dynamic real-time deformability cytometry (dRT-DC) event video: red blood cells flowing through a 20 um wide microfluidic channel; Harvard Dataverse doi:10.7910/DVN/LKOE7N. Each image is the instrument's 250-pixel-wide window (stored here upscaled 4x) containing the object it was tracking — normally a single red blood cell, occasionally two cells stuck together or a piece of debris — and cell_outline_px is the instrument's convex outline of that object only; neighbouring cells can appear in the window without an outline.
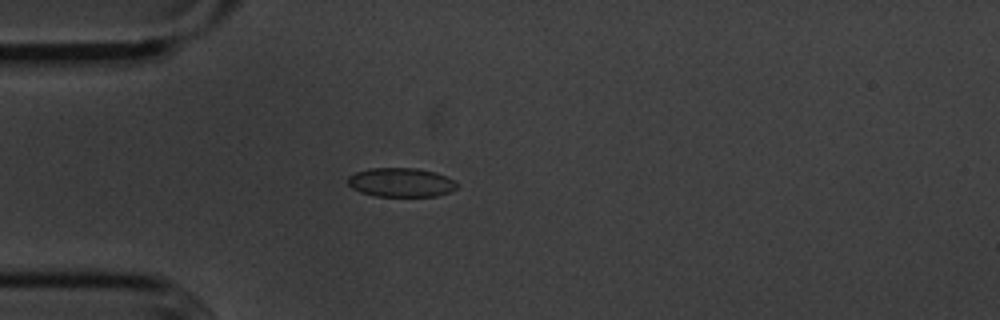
{"species": "common noctule bat (a hibernating species)", "species_latin": "Nyctalus noctula", "temperature_condition": "cold", "stored_images_in_passage": 42, "camera_frame_rate_fps": 3000, "um_per_image_px": 0.085, "animal": {"sex": "male", "body_mass_g": 20.1, "forearm_length_mm": 53.5}, "frame": {"image": 1, "passage_image": 2, "time_ms": 0.333, "image_size_px": [1000, 320], "cell_outline_px": [[460, 184], [456, 188], [448, 192], [436, 196], [376, 196], [360, 192], [352, 188], [348, 184], [348, 176], [356, 172], [368, 168], [416, 168], [432, 172], [444, 176]], "centroid_in_image_um": [34.05, 15.5], "position_along_channel_um": 51.0, "area_um2": 18.32}}
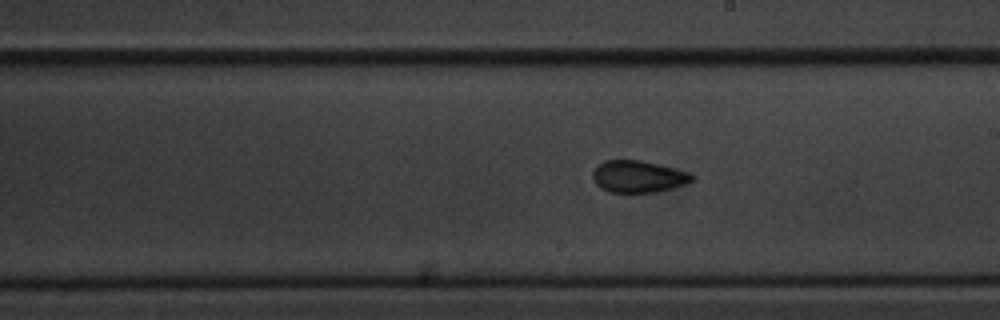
{"frame": {"image": 2, "passage_image": 18, "time_ms": 5.667, "image_size_px": [1000, 320], "cell_outline_px": [[696, 176], [692, 180], [684, 184], [672, 188], [656, 192], [608, 192], [600, 188], [596, 184], [592, 176], [592, 172], [596, 164], [604, 160], [640, 160], [688, 172]], "centroid_in_image_um": [54.19, 15.0], "position_along_channel_um": 234.8, "area_um2": 18.44}}
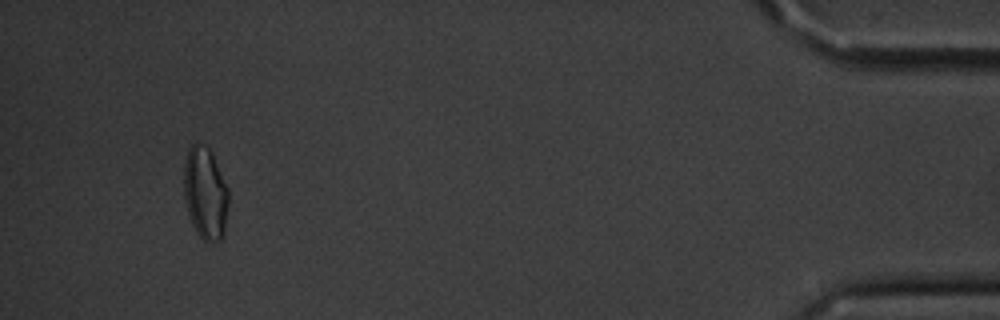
{"frame": {"image": 3, "passage_image": 39, "time_ms": 12.667, "image_size_px": [1000, 320], "cell_outline_px": [[228, 204], [224, 236], [220, 240], [212, 244], [204, 240], [196, 232], [192, 224], [184, 200], [184, 160], [188, 148], [192, 144], [196, 144], [208, 148], [212, 152], [228, 188]], "centroid_in_image_um": [17.45, 16.46], "position_along_channel_um": 417.7, "area_um2": 24.22}, "authors_computed_cell_mechanics": {"area_um2": 18.4382, "velocity_mm_per_s": 3.6137, "shape_relaxation_time_tau1_ms": 4.4967, "shape_relaxation_time_tau2_ms": 2.1248, "deformation_change_tau1": 0.0883, "deformation_change_tau2": 0.0661}}